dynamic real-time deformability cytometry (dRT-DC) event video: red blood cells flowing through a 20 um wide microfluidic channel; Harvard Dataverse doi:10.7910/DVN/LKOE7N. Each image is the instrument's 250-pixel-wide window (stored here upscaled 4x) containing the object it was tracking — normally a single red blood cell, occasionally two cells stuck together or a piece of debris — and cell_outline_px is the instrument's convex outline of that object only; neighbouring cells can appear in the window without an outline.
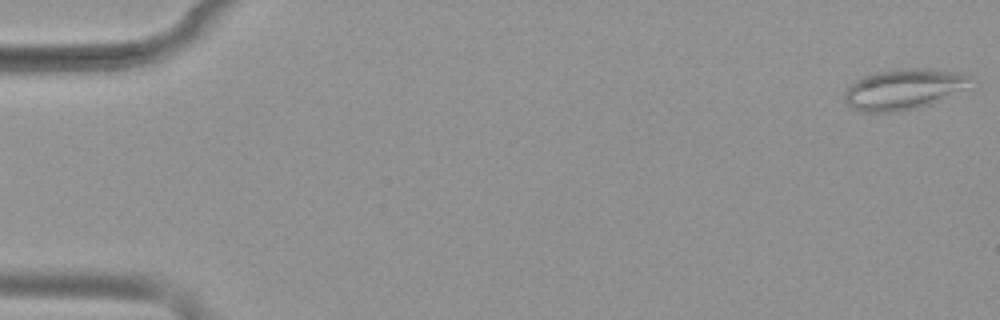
{"species": "common noctule bat (a hibernating species)", "species_latin": "Nyctalus noctula", "temperature_condition": "warm", "stored_images_in_passage": 15, "camera_frame_rate_fps": 3000, "um_per_image_px": 0.085, "animal": {"sex": "female", "body_mass_g": 19.9}, "frame": {"image": 1, "passage_image": 1, "time_ms": 0.0, "image_size_px": [1000, 320], "cell_outline_px": [[976, 80], [972, 88], [928, 104], [916, 108], [896, 112], [860, 112], [852, 108], [844, 100], [844, 92], [848, 84], [864, 76], [876, 72], [896, 68], [932, 68], [956, 72], [976, 76]], "centroid_in_image_um": [76.89, 7.56], "position_along_channel_um": 8.1, "area_um2": 30.69}}